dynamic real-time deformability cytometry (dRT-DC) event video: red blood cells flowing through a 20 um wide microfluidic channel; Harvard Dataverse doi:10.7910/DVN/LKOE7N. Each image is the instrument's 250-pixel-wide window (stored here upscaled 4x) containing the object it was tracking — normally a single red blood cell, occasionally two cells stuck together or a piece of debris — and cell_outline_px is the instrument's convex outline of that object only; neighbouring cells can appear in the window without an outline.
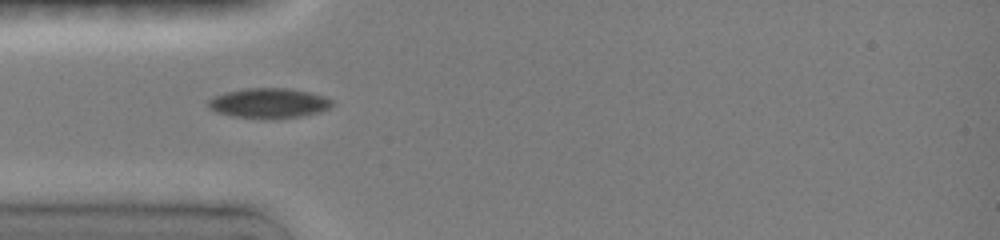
{"species": "common noctule bat (a hibernating species)", "species_latin": "Nyctalus noctula", "temperature_condition": "room temperature", "stored_images_in_passage": 33, "camera_frame_rate_fps": 3000, "um_per_image_px": 0.085, "animal": {"sex": "female", "body_mass_g": 19.0, "forearm_length_mm": 51.5}, "frame": {"image": 1, "passage_image": 1, "time_ms": 0.0, "image_size_px": [1000, 240], "cell_outline_px": [[332, 108], [320, 112], [300, 116], [264, 120], [232, 116], [216, 112], [208, 108], [208, 100], [216, 96], [228, 92], [244, 88], [284, 88], [308, 92], [324, 96], [332, 100]], "centroid_in_image_um": [22.86, 8.79], "position_along_channel_um": 62.1, "area_um2": 21.73}}
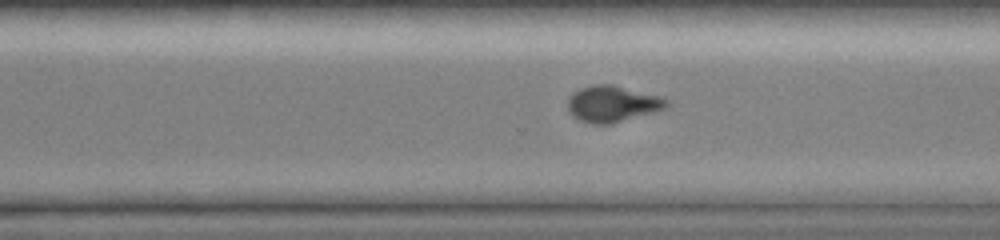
{"frame": {"image": 2, "passage_image": 19, "time_ms": 6.333, "image_size_px": [1000, 240], "cell_outline_px": [[668, 104], [664, 108], [656, 112], [612, 124], [592, 124], [580, 120], [572, 116], [568, 112], [568, 100], [580, 88], [592, 84], [612, 84], [660, 96], [668, 100]], "centroid_in_image_um": [52.06, 8.84], "position_along_channel_um": 318.5, "area_um2": 20.92}}
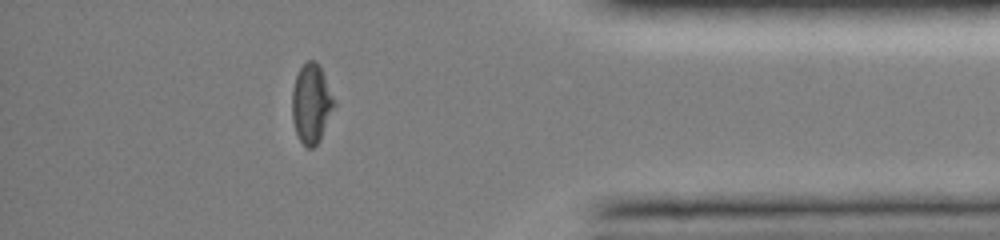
{"frame": {"image": 3, "passage_image": 27, "time_ms": 9.0, "image_size_px": [1000, 240], "cell_outline_px": [[336, 104], [320, 140], [312, 148], [308, 148], [300, 140], [296, 132], [292, 120], [292, 92], [296, 76], [300, 68], [308, 60], [316, 60], [320, 64], [336, 100]], "centroid_in_image_um": [26.49, 8.77], "position_along_channel_um": 408.7, "area_um2": 19.65}, "authors_computed_cell_mechanics": {"area_um2": 21.097, "velocity_mm_per_s": 4.0568, "shape_relaxation_time_tau1_ms": null, "shape_relaxation_time_tau2_ms": 1.4744, "deformation_change_tau1": null, "deformation_change_tau2": 0.0391}}